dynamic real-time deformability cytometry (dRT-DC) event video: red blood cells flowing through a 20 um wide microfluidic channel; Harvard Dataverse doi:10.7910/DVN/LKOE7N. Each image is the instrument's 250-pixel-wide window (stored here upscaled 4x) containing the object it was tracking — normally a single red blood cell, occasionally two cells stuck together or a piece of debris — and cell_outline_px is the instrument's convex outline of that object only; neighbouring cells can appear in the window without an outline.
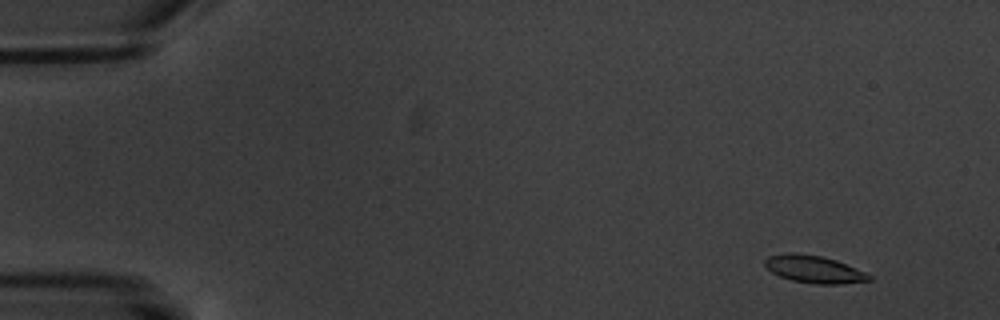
{"species": "common noctule bat (a hibernating species)", "species_latin": "Nyctalus noctula", "temperature_condition": "warm", "stored_images_in_passage": 5, "camera_frame_rate_fps": 3000, "um_per_image_px": 0.085, "animal": {"sex": "male", "body_mass_g": 20.1, "forearm_length_mm": 53.5}, "frame": {"image": 1, "passage_image": 1, "time_ms": 0.0, "image_size_px": [1000, 320], "cell_outline_px": [[872, 280], [840, 284], [816, 284], [792, 280], [780, 276], [772, 272], [764, 264], [764, 260], [768, 256], [788, 252], [792, 252], [824, 256], [836, 260], [864, 272], [872, 276]], "centroid_in_image_um": [69.18, 22.87], "position_along_channel_um": 15.8, "area_um2": 16.59}}
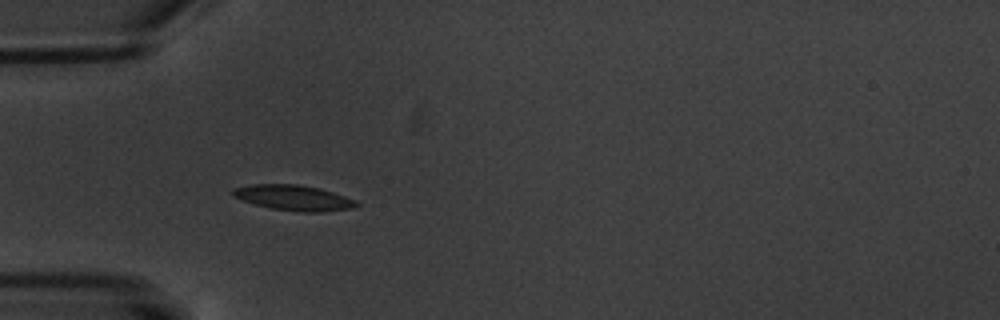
{"frame": {"image": 2, "passage_image": 5, "time_ms": 4.667, "image_size_px": [1000, 320], "cell_outline_px": [[360, 204], [352, 208], [320, 212], [300, 212], [272, 208], [256, 204], [232, 196], [232, 188], [252, 184], [296, 184], [320, 188], [356, 200]], "centroid_in_image_um": [24.96, 16.8], "position_along_channel_um": 60.0, "area_um2": 18.15}}